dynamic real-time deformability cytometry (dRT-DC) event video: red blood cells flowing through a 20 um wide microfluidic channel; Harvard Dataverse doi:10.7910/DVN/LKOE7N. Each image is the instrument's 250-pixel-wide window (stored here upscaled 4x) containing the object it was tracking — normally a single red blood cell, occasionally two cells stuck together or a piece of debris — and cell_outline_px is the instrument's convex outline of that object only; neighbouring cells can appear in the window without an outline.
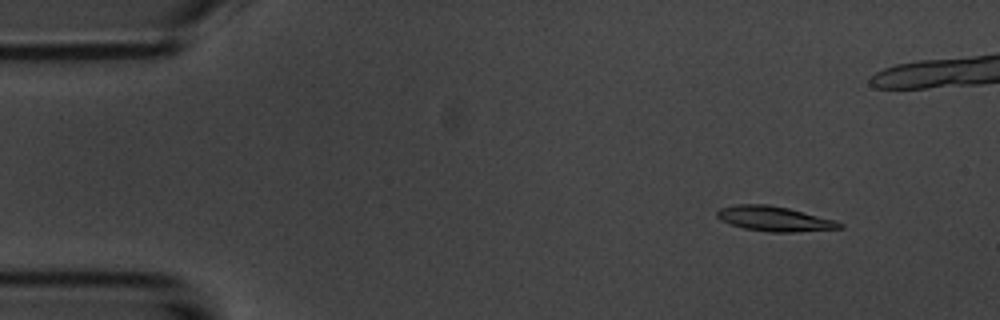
{"species": "common noctule bat (a hibernating species)", "species_latin": "Nyctalus noctula", "temperature_condition": "room temperature", "stored_images_in_passage": 7, "camera_frame_rate_fps": 3000, "um_per_image_px": 0.085, "animal": {"sex": "male", "body_mass_g": 20.1, "forearm_length_mm": 53.5}, "frame": {"image": 1, "passage_image": 6, "time_ms": 1.667, "image_size_px": [1000, 320], "cell_outline_px": [[844, 228], [796, 232], [768, 232], [744, 228], [720, 220], [716, 216], [716, 212], [720, 208], [736, 204], [768, 204], [788, 208], [836, 220], [844, 224]], "centroid_in_image_um": [65.84, 18.59], "position_along_channel_um": 19.2, "area_um2": 17.86}}